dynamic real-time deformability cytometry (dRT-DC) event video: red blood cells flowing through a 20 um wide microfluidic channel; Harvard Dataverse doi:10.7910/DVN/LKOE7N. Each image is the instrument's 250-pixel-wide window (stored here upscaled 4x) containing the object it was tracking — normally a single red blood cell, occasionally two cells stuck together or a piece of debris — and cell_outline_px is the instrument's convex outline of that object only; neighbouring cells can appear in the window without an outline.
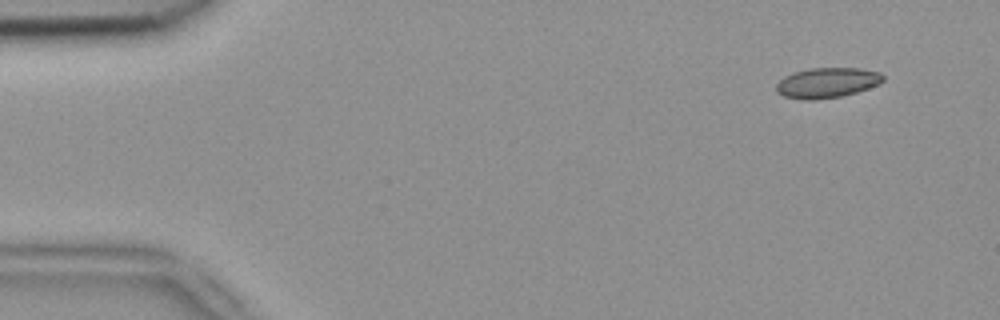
{"species": "common noctule bat (a hibernating species)", "species_latin": "Nyctalus noctula", "temperature_condition": "room temperature", "stored_images_in_passage": 5, "camera_frame_rate_fps": 3000, "um_per_image_px": 0.085, "animal": {"sex": "female", "body_mass_g": 18.4}, "frame": {"image": 1, "passage_image": 1, "time_ms": 0.0, "image_size_px": [1000, 320], "cell_outline_px": [[884, 80], [880, 84], [856, 92], [840, 96], [812, 100], [804, 100], [784, 96], [776, 92], [776, 84], [784, 76], [796, 72], [812, 68], [860, 68], [880, 72], [884, 76]], "centroid_in_image_um": [70.31, 7.03], "position_along_channel_um": 14.7, "area_um2": 18.73}}
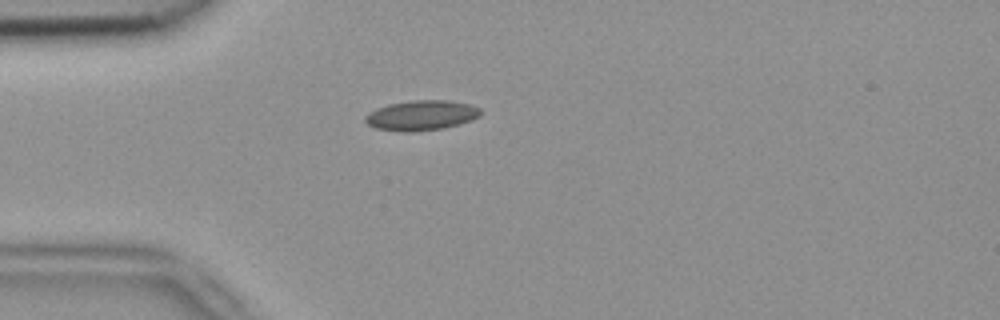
{"frame": {"image": 2, "passage_image": 4, "time_ms": 1.0, "image_size_px": [1000, 320], "cell_outline_px": [[480, 116], [472, 120], [460, 124], [444, 128], [412, 132], [404, 132], [376, 128], [368, 124], [364, 120], [364, 116], [368, 112], [376, 108], [388, 104], [412, 100], [448, 100], [472, 104], [480, 108]], "centroid_in_image_um": [35.82, 9.8], "position_along_channel_um": 49.2, "area_um2": 20.4}}